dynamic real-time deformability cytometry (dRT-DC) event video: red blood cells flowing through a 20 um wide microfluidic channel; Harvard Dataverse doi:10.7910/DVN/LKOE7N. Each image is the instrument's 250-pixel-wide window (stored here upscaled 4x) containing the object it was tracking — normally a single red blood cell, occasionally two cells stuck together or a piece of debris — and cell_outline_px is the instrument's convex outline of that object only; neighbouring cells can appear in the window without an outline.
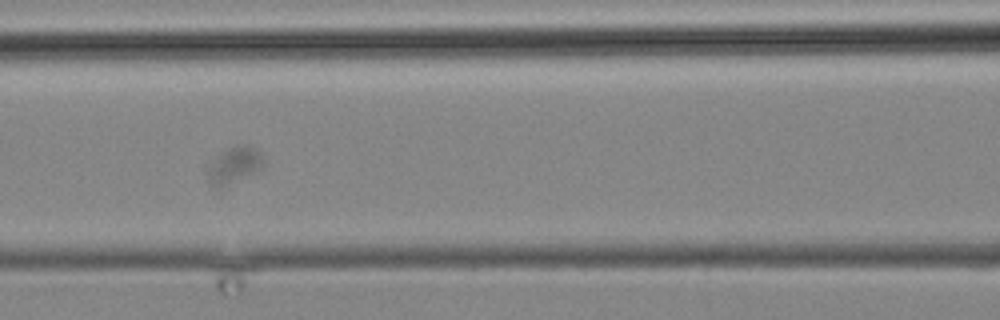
{"species": "common noctule bat (a hibernating species)", "species_latin": "Nyctalus noctula", "temperature_condition": "cold", "stored_images_in_passage": 32, "camera_frame_rate_fps": 3000, "um_per_image_px": 0.085, "animal": {"sex": "male", "body_mass_g": 19.2, "forearm_length_mm": 51.8}, "frame": {"image": 1, "passage_image": 17, "time_ms": 19.667, "image_size_px": [1000, 320], "cell_outline_px": [[264, 160], [260, 172], [216, 188], [208, 180], [204, 172], [208, 164], [228, 148], [236, 144], [244, 144], [256, 148], [264, 156]], "centroid_in_image_um": [19.92, 14.03], "position_along_channel_um": 146.7, "area_um2": 12.14}}
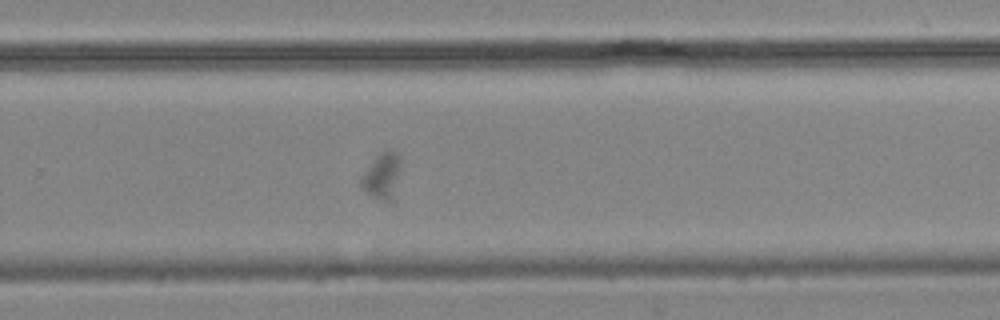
{"frame": {"image": 2, "passage_image": 23, "time_ms": 26.667, "image_size_px": [1000, 320], "cell_outline_px": [[400, 168], [392, 204], [380, 200], [360, 188], [360, 176], [376, 156], [380, 152], [392, 148], [400, 156]], "centroid_in_image_um": [32.47, 14.95], "position_along_channel_um": 297.3, "area_um2": 10.87}}
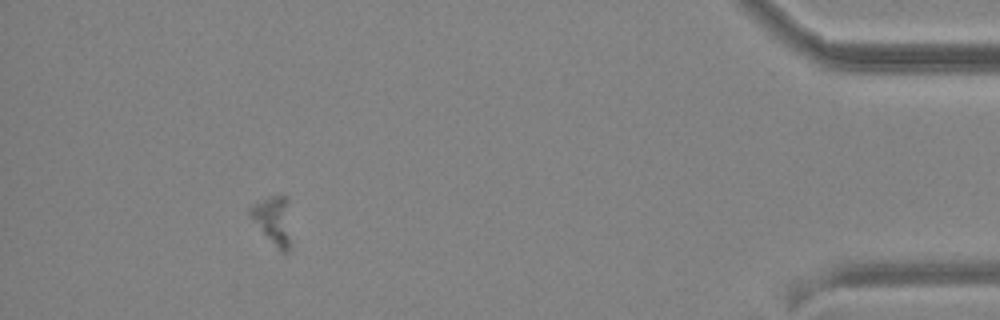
{"frame": {"image": 3, "passage_image": 30, "time_ms": 35.0, "image_size_px": [1000, 320], "cell_outline_px": [[292, 248], [288, 252], [284, 252], [248, 216], [248, 212], [256, 204], [272, 196], [284, 196], [288, 200]], "centroid_in_image_um": [23.3, 18.74], "position_along_channel_um": 411.9, "area_um2": 11.04}}